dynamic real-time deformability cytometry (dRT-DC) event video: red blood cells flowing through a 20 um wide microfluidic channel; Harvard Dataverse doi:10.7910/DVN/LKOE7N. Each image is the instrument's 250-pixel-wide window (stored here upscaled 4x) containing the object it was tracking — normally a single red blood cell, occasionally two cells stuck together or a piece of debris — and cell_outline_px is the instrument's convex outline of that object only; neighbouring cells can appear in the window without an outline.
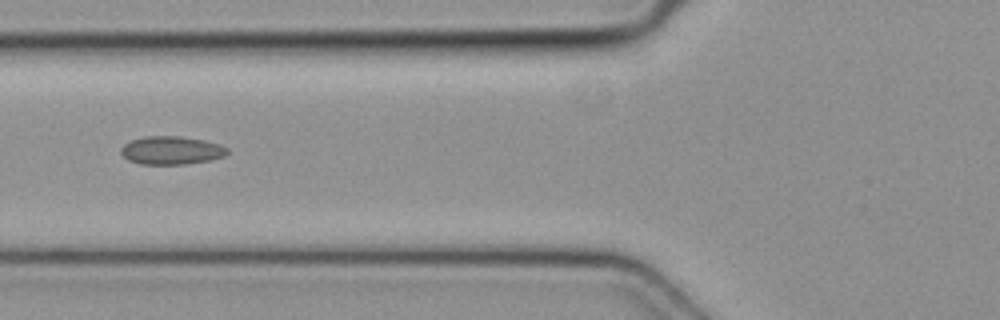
{"species": "common noctule bat (a hibernating species)", "species_latin": "Nyctalus noctula", "temperature_condition": "cold", "stored_images_in_passage": 2, "camera_frame_rate_fps": 3000, "um_per_image_px": 0.085, "animal": {"sex": "female", "body_mass_g": 19.3, "forearm_length_mm": 54.1}, "frame": {"image": 1, "passage_image": 2, "time_ms": 0.333, "image_size_px": [1000, 320], "cell_outline_px": [[228, 152], [224, 156], [212, 160], [184, 164], [140, 164], [128, 160], [120, 152], [120, 148], [124, 144], [132, 140], [144, 136], [180, 136], [204, 140], [220, 144], [228, 148]], "centroid_in_image_um": [14.57, 12.78], "position_along_channel_um": 111.2, "area_um2": 17.57}}